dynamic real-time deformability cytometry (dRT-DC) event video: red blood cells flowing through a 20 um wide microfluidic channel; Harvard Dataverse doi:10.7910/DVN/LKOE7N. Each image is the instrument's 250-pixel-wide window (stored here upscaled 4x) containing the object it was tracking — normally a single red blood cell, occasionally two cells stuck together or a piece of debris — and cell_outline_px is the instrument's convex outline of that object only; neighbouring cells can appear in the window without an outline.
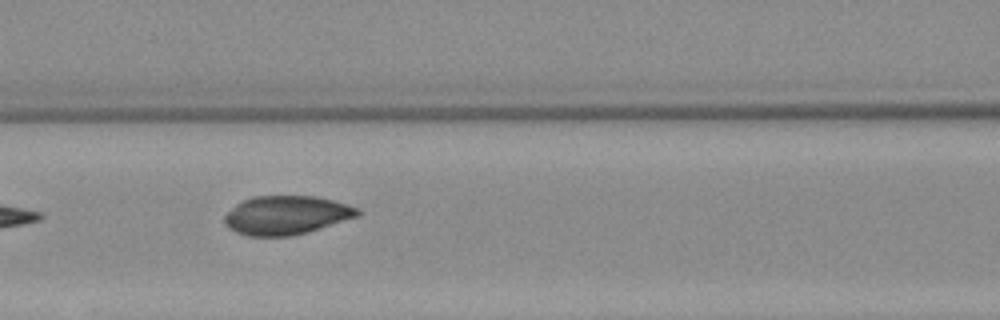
{"species": "Egyptian fruit bat (a non-hibernating species)", "species_latin": "Rousettus aegyptiacus", "temperature_condition": "warm", "stored_images_in_passage": 5, "camera_frame_rate_fps": 3000, "um_per_image_px": 0.085, "animal": {"sex": "female"}, "frame": {"image": 1, "passage_image": 4, "time_ms": 5.0, "image_size_px": [1000, 320], "cell_outline_px": [[360, 212], [356, 216], [308, 232], [292, 236], [248, 236], [236, 232], [228, 228], [224, 224], [224, 216], [236, 204], [252, 196], [316, 196], [348, 204], [360, 208]], "centroid_in_image_um": [24.31, 18.29], "position_along_channel_um": 142.3, "area_um2": 30.0}}
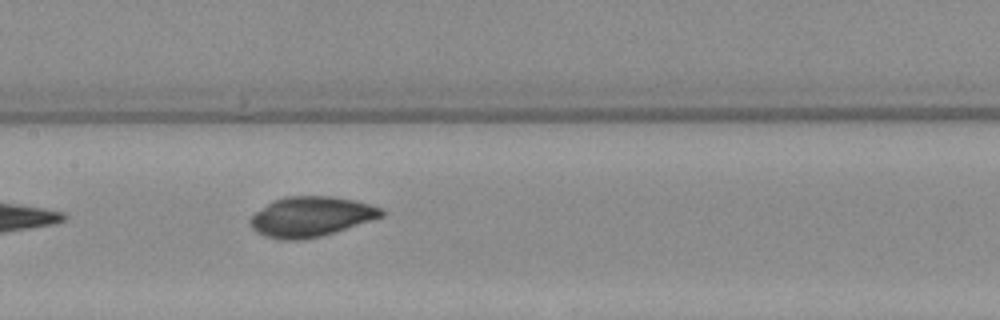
{"frame": {"image": 2, "passage_image": 5, "time_ms": 6.0, "image_size_px": [1000, 320], "cell_outline_px": [[384, 216], [336, 232], [320, 236], [296, 240], [284, 240], [264, 236], [256, 232], [252, 228], [248, 220], [256, 212], [272, 200], [284, 196], [332, 196], [356, 200], [384, 208]], "centroid_in_image_um": [26.44, 18.4], "position_along_channel_um": 181.0, "area_um2": 30.81}}